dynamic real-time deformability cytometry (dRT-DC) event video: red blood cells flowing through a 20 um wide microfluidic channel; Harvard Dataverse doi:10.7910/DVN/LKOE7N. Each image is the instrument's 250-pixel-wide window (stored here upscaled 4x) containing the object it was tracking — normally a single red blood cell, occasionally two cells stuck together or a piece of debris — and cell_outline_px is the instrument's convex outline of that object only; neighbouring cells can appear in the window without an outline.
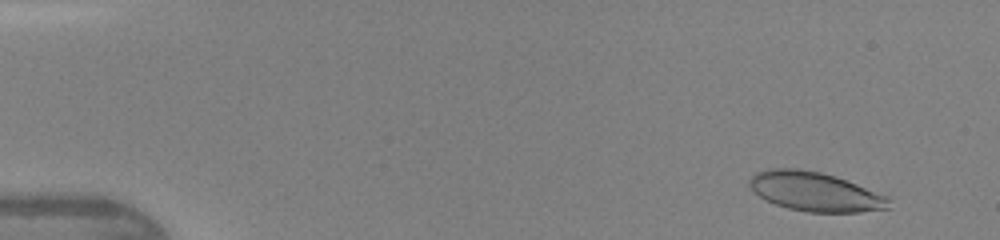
{"species": "human", "species_latin": "Homo sapiens", "temperature_condition": "warm", "stored_images_in_passage": 47, "camera_frame_rate_fps": 3000, "um_per_image_px": 0.085, "donor": {"sex": "female"}, "frame": {"image": 1, "passage_image": 4, "time_ms": 1.0, "image_size_px": [1000, 240], "cell_outline_px": [[888, 208], [860, 212], [808, 212], [788, 208], [776, 204], [760, 196], [748, 184], [752, 176], [756, 172], [768, 168], [800, 168], [820, 172], [836, 176], [888, 196]], "centroid_in_image_um": [69.27, 16.28], "position_along_channel_um": 15.7, "area_um2": 31.56}}
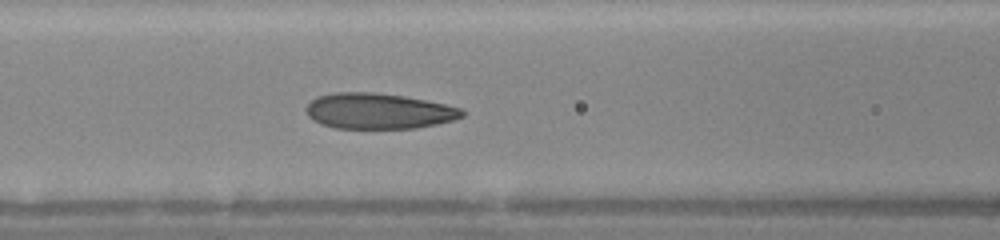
{"frame": {"image": 2, "passage_image": 21, "time_ms": 6.667, "image_size_px": [1000, 240], "cell_outline_px": [[464, 116], [452, 120], [436, 124], [416, 128], [336, 128], [320, 124], [312, 120], [308, 116], [304, 108], [316, 96], [336, 92], [372, 92], [404, 96], [444, 104], [460, 108], [464, 112]], "centroid_in_image_um": [32.12, 9.44], "position_along_channel_um": 134.5, "area_um2": 32.37}}
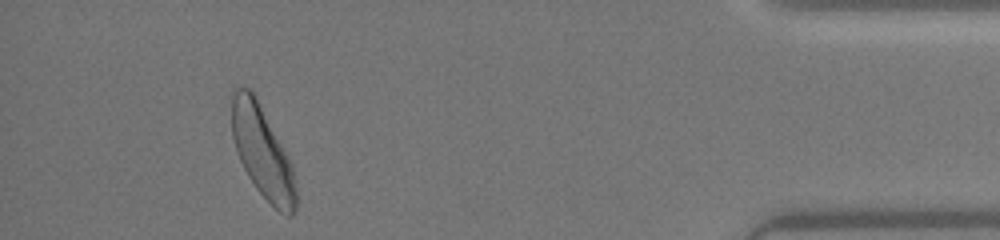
{"frame": {"image": 3, "passage_image": 44, "time_ms": 14.333, "image_size_px": [1000, 240], "cell_outline_px": [[296, 208], [292, 216], [288, 216], [280, 212], [256, 188], [248, 176], [240, 160], [232, 136], [232, 96], [236, 88], [248, 88], [252, 92], [292, 164], [296, 184]], "centroid_in_image_um": [22.31, 12.98], "position_along_channel_um": 412.9, "area_um2": 33.29}, "authors_computed_cell_mechanics": {"area_um2": 32.5414, "velocity_mm_per_s": 4.314, "shape_relaxation_time_tau1_ms": 3.6127, "shape_relaxation_time_tau2_ms": 1.2326, "deformation_change_tau1": 0.1349, "deformation_change_tau2": 0.0894}}